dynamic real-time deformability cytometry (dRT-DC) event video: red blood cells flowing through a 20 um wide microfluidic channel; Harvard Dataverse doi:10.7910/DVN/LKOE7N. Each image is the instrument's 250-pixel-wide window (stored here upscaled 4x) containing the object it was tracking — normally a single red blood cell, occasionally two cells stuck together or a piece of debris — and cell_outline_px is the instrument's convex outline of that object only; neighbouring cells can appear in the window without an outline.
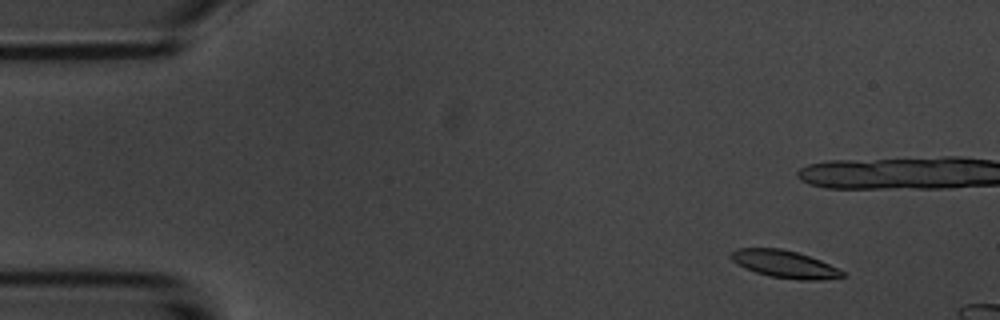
{"species": "common noctule bat (a hibernating species)", "species_latin": "Nyctalus noctula", "temperature_condition": "room temperature", "stored_images_in_passage": 4, "camera_frame_rate_fps": 3000, "um_per_image_px": 0.085, "animal": {"sex": "male", "body_mass_g": 20.1, "forearm_length_mm": 53.5}, "frame": {"image": 1, "passage_image": 2, "time_ms": 1.0, "image_size_px": [1000, 320], "cell_outline_px": [[844, 276], [820, 280], [800, 280], [772, 276], [756, 272], [744, 268], [736, 264], [728, 256], [736, 248], [780, 248], [796, 252], [820, 260], [844, 272]], "centroid_in_image_um": [66.63, 22.44], "position_along_channel_um": 18.4, "area_um2": 17.57}}